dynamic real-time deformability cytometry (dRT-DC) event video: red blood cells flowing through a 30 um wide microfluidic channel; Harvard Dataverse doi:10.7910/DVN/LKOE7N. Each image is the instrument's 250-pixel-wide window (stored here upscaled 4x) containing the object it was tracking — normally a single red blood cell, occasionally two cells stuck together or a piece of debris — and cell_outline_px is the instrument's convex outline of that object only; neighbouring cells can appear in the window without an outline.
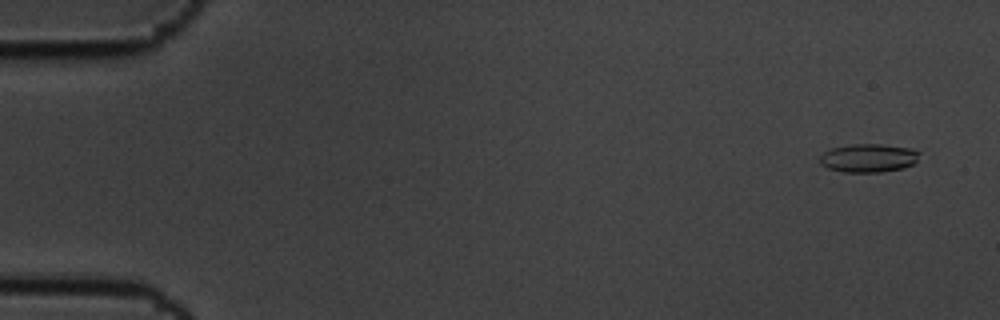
{"species": "common noctule bat (a hibernating species)", "species_latin": "Nyctalus noctula", "temperature_condition": "cold", "stored_images_in_passage": 59, "camera_frame_rate_fps": 3000, "um_per_image_px": 0.085, "animal": {"sex": "male", "body_mass_g": 19.5, "forearm_length_mm": 54.6}, "frame": {"image": 1, "passage_image": 4, "time_ms": 1.0, "image_size_px": [1000, 320], "cell_outline_px": [[920, 152], [916, 160], [912, 164], [904, 168], [880, 172], [844, 172], [828, 168], [820, 164], [820, 156], [824, 152], [832, 148], [852, 144], [880, 144], [912, 148]], "centroid_in_image_um": [73.82, 13.43], "position_along_channel_um": 11.2, "area_um2": 16.47}}
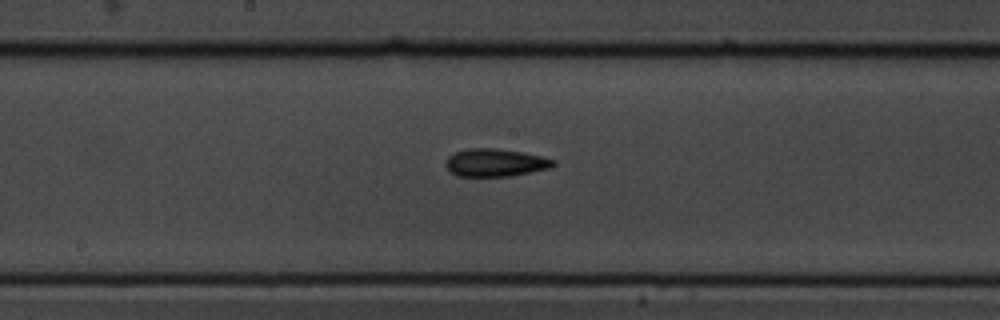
{"frame": {"image": 2, "passage_image": 32, "time_ms": 10.333, "image_size_px": [1000, 320], "cell_outline_px": [[556, 164], [548, 168], [508, 176], [456, 176], [444, 164], [448, 156], [456, 152], [468, 148], [496, 148], [524, 152], [540, 156], [552, 160]], "centroid_in_image_um": [42.05, 13.81], "position_along_channel_um": 206.2, "area_um2": 17.17}}
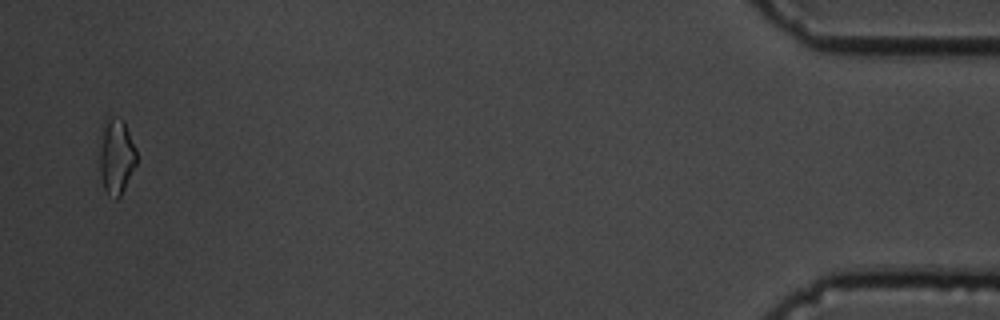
{"frame": {"image": 3, "passage_image": 58, "time_ms": 19.0, "image_size_px": [1000, 320], "cell_outline_px": [[136, 164], [120, 196], [116, 200], [108, 196], [104, 188], [100, 172], [100, 124], [104, 116], [120, 116], [124, 120], [136, 148]], "centroid_in_image_um": [9.86, 13.19], "position_along_channel_um": 425.3, "area_um2": 16.82}, "authors_computed_cell_mechanics": {"area_um2": 16.473, "velocity_mm_per_s": 3.4735, "shape_relaxation_time_tau1_ms": 5.6221, "shape_relaxation_time_tau2_ms": null, "deformation_change_tau1": 0.1331, "deformation_change_tau2": null}}